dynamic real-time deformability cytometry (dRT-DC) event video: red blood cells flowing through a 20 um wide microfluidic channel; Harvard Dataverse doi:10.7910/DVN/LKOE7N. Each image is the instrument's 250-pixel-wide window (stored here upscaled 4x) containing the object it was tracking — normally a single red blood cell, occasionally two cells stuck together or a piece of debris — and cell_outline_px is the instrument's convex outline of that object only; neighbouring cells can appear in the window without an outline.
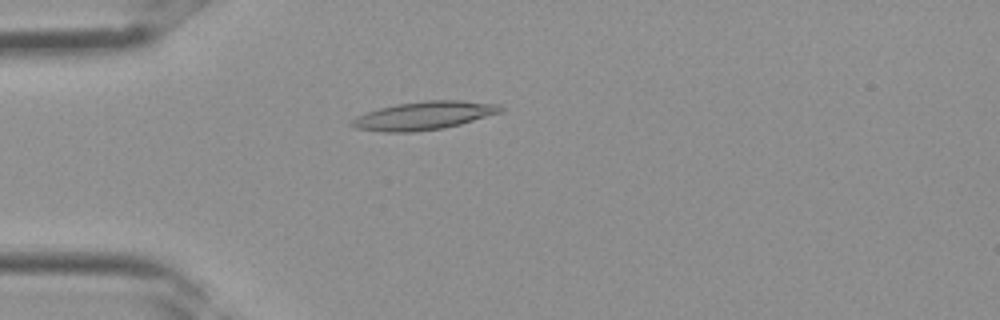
{"species": "Egyptian fruit bat (a non-hibernating species)", "species_latin": "Rousettus aegyptiacus", "temperature_condition": "room temperature", "stored_images_in_passage": 3, "camera_frame_rate_fps": 3000, "um_per_image_px": 0.085, "frame": {"image": 1, "passage_image": 3, "time_ms": 0.667, "image_size_px": [1000, 320], "cell_outline_px": [[504, 112], [460, 124], [444, 128], [412, 132], [384, 132], [356, 128], [348, 124], [356, 116], [380, 108], [396, 104], [428, 100], [460, 100], [500, 104], [504, 108]], "centroid_in_image_um": [36.08, 9.82], "position_along_channel_um": 48.9, "area_um2": 24.57}}